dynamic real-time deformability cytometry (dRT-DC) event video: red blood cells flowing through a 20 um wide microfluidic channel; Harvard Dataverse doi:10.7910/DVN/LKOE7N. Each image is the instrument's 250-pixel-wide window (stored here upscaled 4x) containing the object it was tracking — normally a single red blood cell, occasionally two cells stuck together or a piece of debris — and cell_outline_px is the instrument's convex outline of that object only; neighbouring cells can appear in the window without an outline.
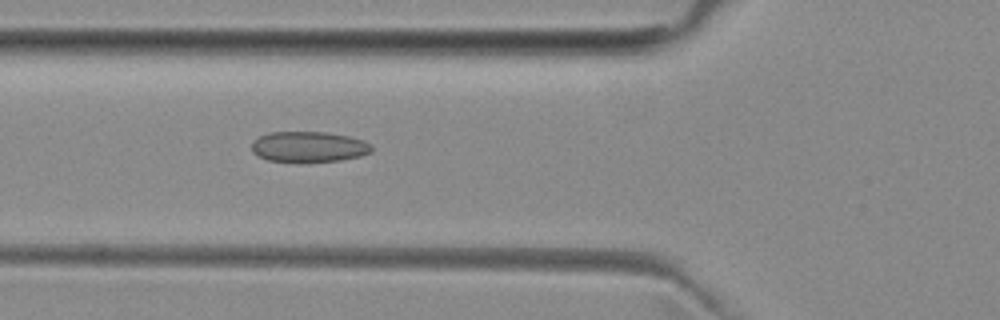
{"species": "common noctule bat (a hibernating species)", "species_latin": "Nyctalus noctula", "temperature_condition": "room temperature", "stored_images_in_passage": 6, "camera_frame_rate_fps": 3000, "um_per_image_px": 0.085, "animal": {"sex": "female", "body_mass_g": 29.2, "forearm_length_mm": 56.3}, "frame": {"image": 1, "passage_image": 6, "time_ms": 5.667, "image_size_px": [1000, 320], "cell_outline_px": [[372, 152], [360, 156], [340, 160], [308, 164], [304, 164], [268, 160], [252, 152], [252, 140], [268, 132], [324, 132], [348, 136], [364, 140], [372, 144]], "centroid_in_image_um": [26.25, 12.51], "position_along_channel_um": 99.6, "area_um2": 22.02}}